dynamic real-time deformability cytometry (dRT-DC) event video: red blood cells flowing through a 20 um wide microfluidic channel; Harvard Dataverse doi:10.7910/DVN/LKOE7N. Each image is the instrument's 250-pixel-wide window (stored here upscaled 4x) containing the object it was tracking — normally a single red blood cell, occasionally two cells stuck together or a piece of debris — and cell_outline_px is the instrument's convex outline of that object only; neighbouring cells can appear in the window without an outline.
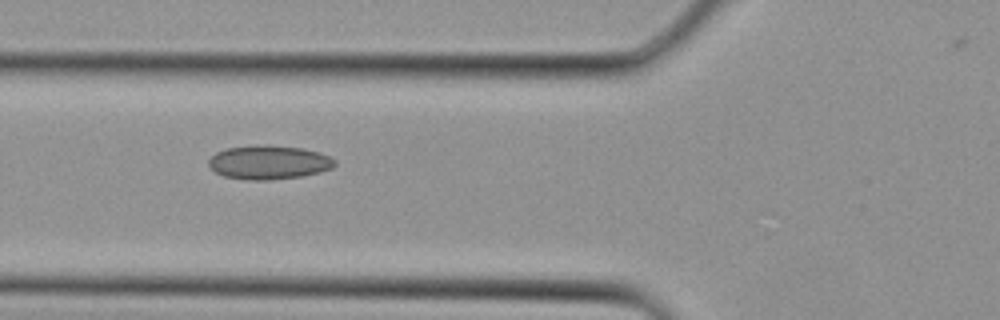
{"species": "Egyptian fruit bat (a non-hibernating species)", "species_latin": "Rousettus aegyptiacus", "temperature_condition": "cold", "stored_images_in_passage": 4, "camera_frame_rate_fps": 3000, "um_per_image_px": 0.085, "animal": {"sex": "female"}, "frame": {"image": 1, "passage_image": 4, "time_ms": 1.0, "image_size_px": [1000, 320], "cell_outline_px": [[336, 164], [332, 168], [320, 172], [300, 176], [268, 180], [252, 180], [224, 176], [216, 172], [208, 164], [208, 160], [216, 152], [228, 148], [300, 148], [320, 152], [336, 160]], "centroid_in_image_um": [22.88, 13.85], "position_along_channel_um": 102.9, "area_um2": 23.7}}